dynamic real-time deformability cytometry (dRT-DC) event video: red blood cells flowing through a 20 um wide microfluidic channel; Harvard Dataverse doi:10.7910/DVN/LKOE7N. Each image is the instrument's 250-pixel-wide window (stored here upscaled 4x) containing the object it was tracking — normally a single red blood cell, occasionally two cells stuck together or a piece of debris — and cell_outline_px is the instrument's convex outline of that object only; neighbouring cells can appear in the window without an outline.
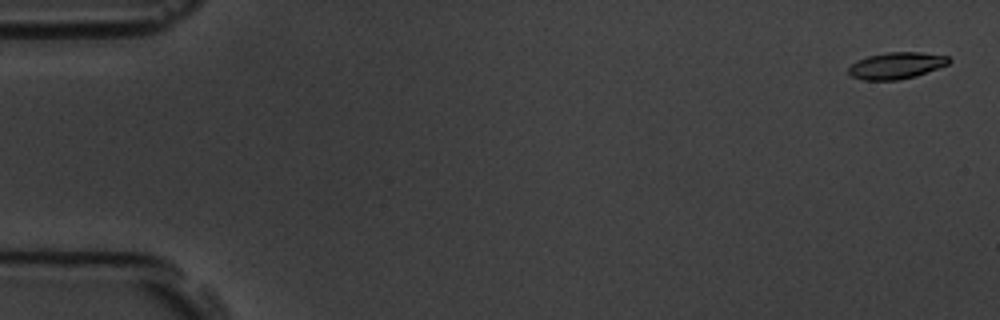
{"species": "common noctule bat (a hibernating species)", "species_latin": "Nyctalus noctula", "temperature_condition": "room temperature", "stored_images_in_passage": 5, "camera_frame_rate_fps": 3000, "um_per_image_px": 0.085, "animal": {"sex": "male", "body_mass_g": 19.5, "forearm_length_mm": 54.6}, "frame": {"image": 1, "passage_image": 1, "time_ms": 0.0, "image_size_px": [1000, 320], "cell_outline_px": [[952, 60], [948, 64], [916, 76], [896, 80], [864, 80], [852, 76], [848, 72], [848, 68], [852, 64], [868, 56], [888, 52], [920, 52], [948, 56]], "centroid_in_image_um": [76.21, 5.57], "position_along_channel_um": 8.8, "area_um2": 15.37}}
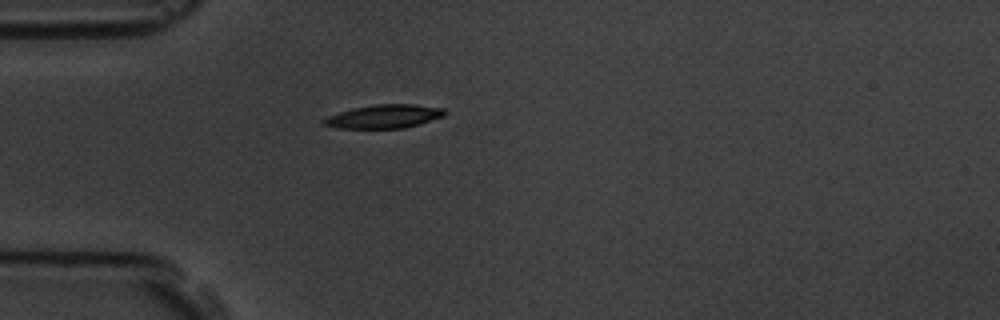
{"frame": {"image": 2, "passage_image": 5, "time_ms": 4.667, "image_size_px": [1000, 320], "cell_outline_px": [[448, 112], [444, 116], [420, 124], [404, 128], [336, 128], [324, 124], [324, 120], [328, 116], [352, 108], [376, 104], [416, 104], [444, 108]], "centroid_in_image_um": [32.72, 9.89], "position_along_channel_um": 52.3, "area_um2": 16.59}}